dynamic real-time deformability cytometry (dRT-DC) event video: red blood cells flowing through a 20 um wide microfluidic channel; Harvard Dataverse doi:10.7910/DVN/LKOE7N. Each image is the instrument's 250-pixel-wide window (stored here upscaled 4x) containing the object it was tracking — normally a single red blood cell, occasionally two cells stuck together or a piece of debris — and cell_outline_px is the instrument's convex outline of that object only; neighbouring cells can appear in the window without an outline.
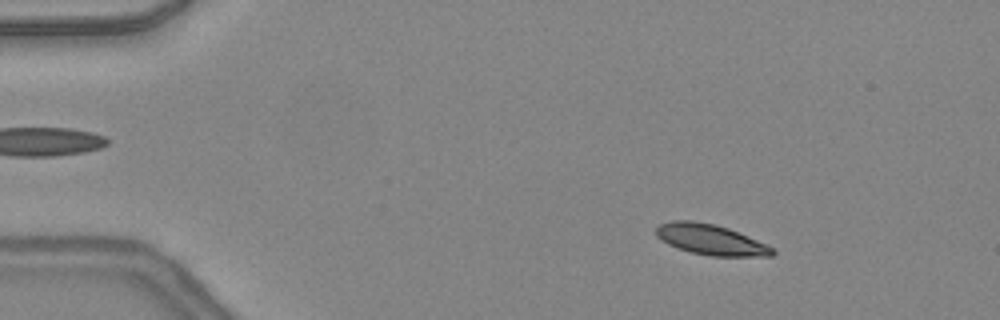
{"species": "common noctule bat (a hibernating species)", "species_latin": "Nyctalus noctula", "temperature_condition": "warm", "stored_images_in_passage": 45, "camera_frame_rate_fps": 3000, "um_per_image_px": 0.085, "animal": {"sex": "female", "body_mass_g": 24.6, "forearm_length_mm": 56.2}, "frame": {"image": 1, "passage_image": 4, "time_ms": 1.0, "image_size_px": [1000, 320], "cell_outline_px": [[776, 252], [772, 256], [712, 256], [692, 252], [668, 244], [660, 240], [656, 236], [656, 228], [660, 224], [672, 220], [692, 220], [716, 224], [728, 228], [776, 248]], "centroid_in_image_um": [60.42, 20.36], "position_along_channel_um": 24.6, "area_um2": 20.69}}
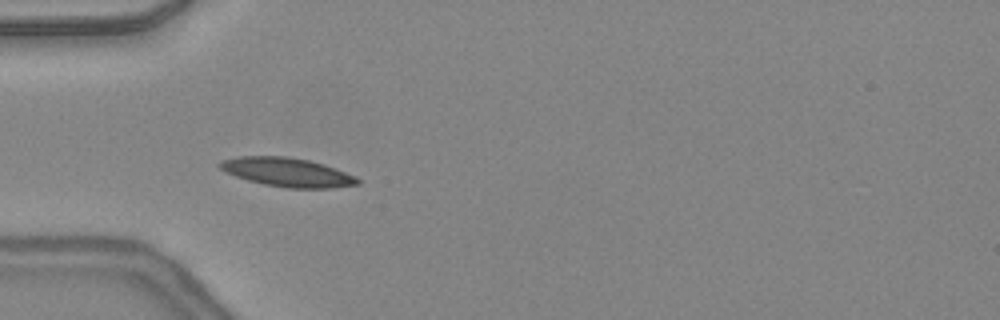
{"frame": {"image": 2, "passage_image": 12, "time_ms": 3.667, "image_size_px": [1000, 320], "cell_outline_px": [[360, 184], [332, 188], [288, 188], [264, 184], [248, 180], [236, 176], [220, 168], [216, 164], [220, 160], [240, 156], [288, 156], [308, 160], [324, 164], [356, 176], [360, 180]], "centroid_in_image_um": [24.43, 14.63], "position_along_channel_um": 60.6, "area_um2": 23.18}}
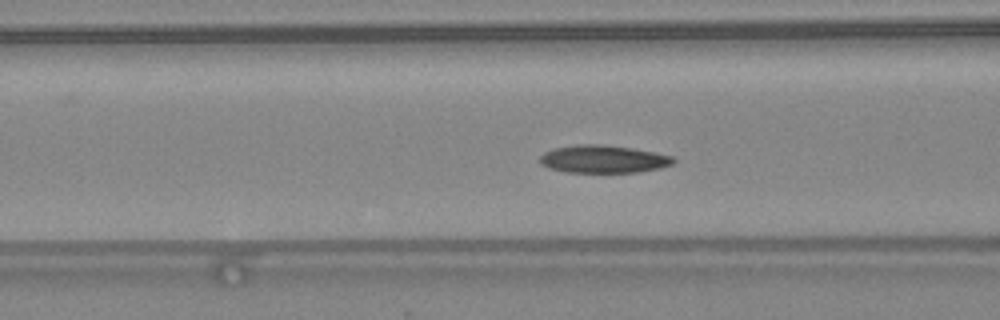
{"frame": {"image": 3, "passage_image": 16, "time_ms": 5.0, "image_size_px": [1000, 320], "cell_outline_px": [[676, 160], [672, 164], [660, 168], [640, 172], [564, 172], [548, 168], [540, 164], [540, 156], [544, 152], [552, 148], [576, 144], [596, 144], [632, 148], [672, 156]], "centroid_in_image_um": [51.23, 13.52], "position_along_channel_um": 115.4, "area_um2": 21.62}, "authors_computed_cell_mechanics": {"area_um2": 21.2126, "velocity_mm_per_s": 4.3531, "shape_relaxation_time_tau1_ms": 4.6173, "shape_relaxation_time_tau2_ms": 8.2467, "deformation_change_tau1": 0.1148, "deformation_change_tau2": 0.1606}}